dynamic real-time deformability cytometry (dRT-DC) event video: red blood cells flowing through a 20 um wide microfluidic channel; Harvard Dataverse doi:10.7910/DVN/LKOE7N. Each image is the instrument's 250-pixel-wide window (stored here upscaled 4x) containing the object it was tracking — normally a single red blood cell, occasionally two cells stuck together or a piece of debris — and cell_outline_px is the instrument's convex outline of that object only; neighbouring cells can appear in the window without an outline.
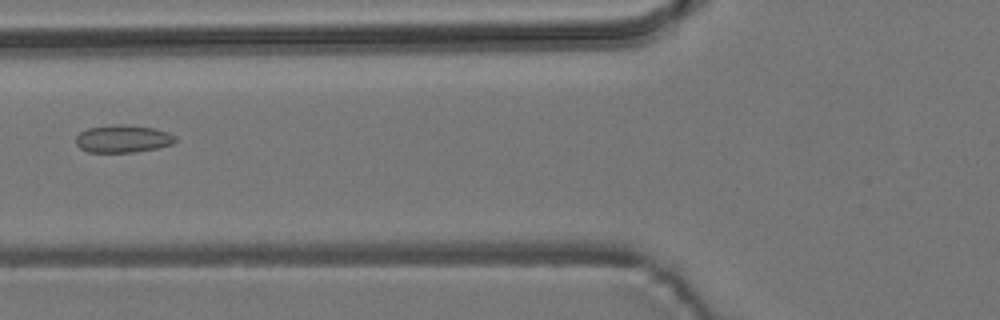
{"species": "common noctule bat (a hibernating species)", "species_latin": "Nyctalus noctula", "temperature_condition": "room temperature", "stored_images_in_passage": 3, "camera_frame_rate_fps": 3000, "um_per_image_px": 0.085, "animal": {"sex": "male", "body_mass_g": 19.2, "forearm_length_mm": 51.8}, "frame": {"image": 1, "passage_image": 2, "time_ms": 1.333, "image_size_px": [1000, 320], "cell_outline_px": [[176, 140], [172, 144], [160, 148], [136, 152], [88, 152], [80, 148], [76, 144], [76, 136], [80, 132], [88, 128], [112, 124], [120, 124], [156, 128], [168, 132], [176, 136]], "centroid_in_image_um": [10.46, 11.79], "position_along_channel_um": 115.3, "area_um2": 16.18}}
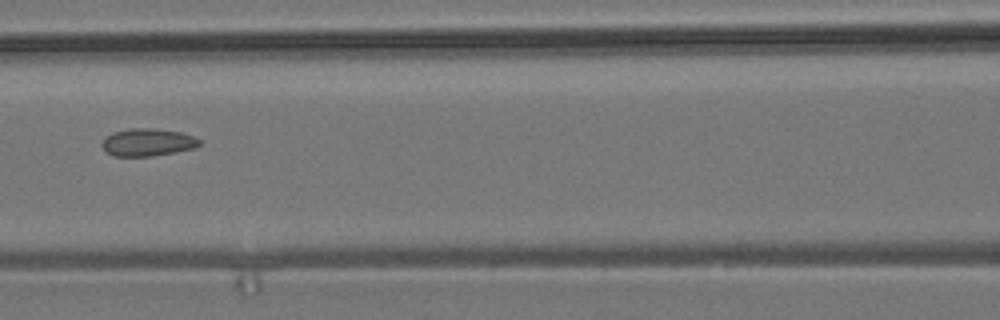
{"frame": {"image": 2, "passage_image": 3, "time_ms": 2.333, "image_size_px": [1000, 320], "cell_outline_px": [[200, 144], [196, 148], [152, 156], [112, 156], [100, 144], [112, 132], [128, 128], [152, 128], [180, 132], [192, 136], [200, 140]], "centroid_in_image_um": [12.55, 12.09], "position_along_channel_um": 154.1, "area_um2": 15.55}}